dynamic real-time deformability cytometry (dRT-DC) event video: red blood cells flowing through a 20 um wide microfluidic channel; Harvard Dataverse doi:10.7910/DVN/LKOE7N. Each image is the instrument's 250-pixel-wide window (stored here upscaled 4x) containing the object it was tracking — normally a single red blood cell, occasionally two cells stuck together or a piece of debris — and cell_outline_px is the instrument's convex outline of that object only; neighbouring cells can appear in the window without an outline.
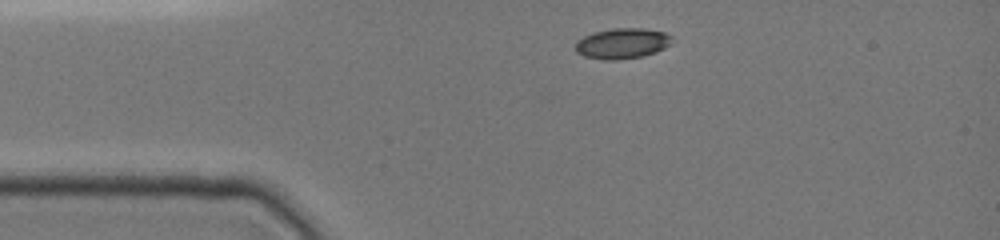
{"species": "common noctule bat (a hibernating species)", "species_latin": "Nyctalus noctula", "temperature_condition": "cold", "stored_images_in_passage": 7, "camera_frame_rate_fps": 3000, "um_per_image_px": 0.085, "animal": {"sex": "female", "body_mass_g": 19.0, "forearm_length_mm": 51.5}, "frame": {"image": 1, "passage_image": 1, "time_ms": 0.0, "image_size_px": [1000, 240], "cell_outline_px": [[676, 40], [672, 44], [656, 52], [640, 56], [616, 60], [604, 60], [584, 56], [576, 52], [576, 40], [592, 32], [612, 28], [644, 28], [664, 32], [672, 36]], "centroid_in_image_um": [52.92, 3.68], "position_along_channel_um": 32.1, "area_um2": 17.4}}
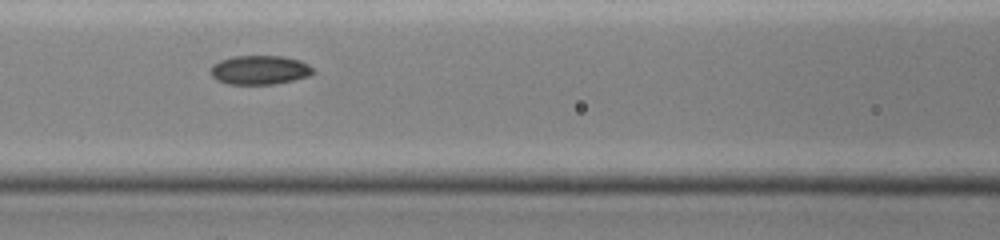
{"frame": {"image": 2, "passage_image": 5, "time_ms": 3.667, "image_size_px": [1000, 240], "cell_outline_px": [[316, 72], [308, 76], [276, 84], [228, 84], [216, 80], [212, 76], [212, 64], [220, 60], [232, 56], [280, 56], [300, 60], [308, 64]], "centroid_in_image_um": [22.07, 5.95], "position_along_channel_um": 144.5, "area_um2": 17.34}}
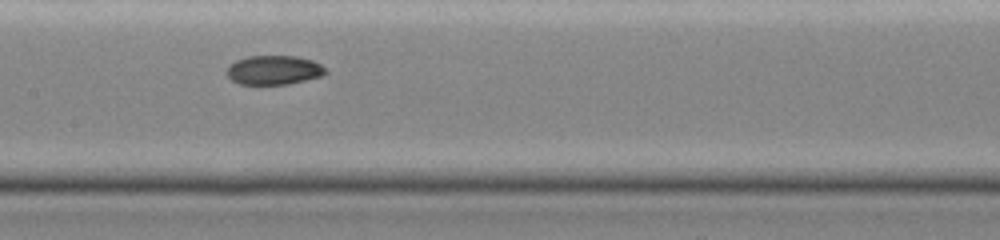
{"frame": {"image": 3, "passage_image": 6, "time_ms": 4.667, "image_size_px": [1000, 240], "cell_outline_px": [[328, 72], [324, 76], [288, 84], [240, 84], [232, 80], [228, 76], [228, 68], [236, 60], [248, 56], [296, 56], [312, 60], [320, 64]], "centroid_in_image_um": [23.33, 5.96], "position_along_channel_um": 184.1, "area_um2": 16.7}}